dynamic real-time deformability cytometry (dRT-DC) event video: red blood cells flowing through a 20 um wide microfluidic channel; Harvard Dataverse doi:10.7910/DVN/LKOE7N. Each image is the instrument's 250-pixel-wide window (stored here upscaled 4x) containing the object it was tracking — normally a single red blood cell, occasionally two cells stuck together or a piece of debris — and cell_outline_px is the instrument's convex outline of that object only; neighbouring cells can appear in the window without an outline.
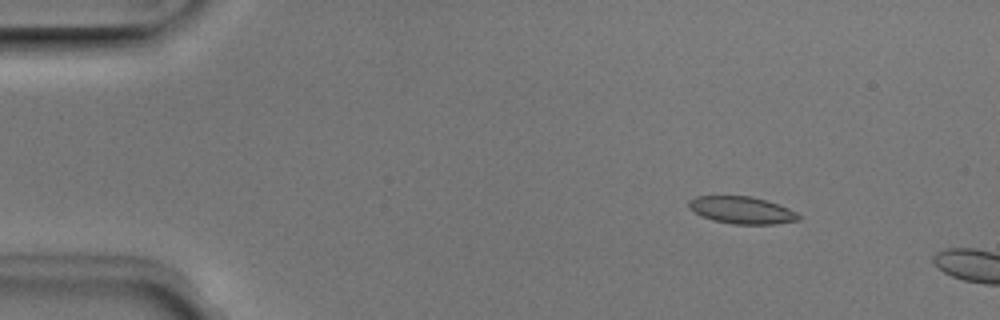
{"species": "Egyptian fruit bat (a non-hibernating species)", "species_latin": "Rousettus aegyptiacus", "temperature_condition": "room temperature", "stored_images_in_passage": 10, "camera_frame_rate_fps": 3000, "um_per_image_px": 0.085, "animal": {"sex": "male"}, "frame": {"image": 1, "passage_image": 7, "time_ms": 2.0, "image_size_px": [1000, 320], "cell_outline_px": [[800, 220], [772, 224], [732, 224], [712, 220], [688, 208], [688, 200], [696, 196], [752, 196], [788, 208], [796, 212], [800, 216]], "centroid_in_image_um": [63.03, 17.86], "position_along_channel_um": 22.0, "area_um2": 17.22}}